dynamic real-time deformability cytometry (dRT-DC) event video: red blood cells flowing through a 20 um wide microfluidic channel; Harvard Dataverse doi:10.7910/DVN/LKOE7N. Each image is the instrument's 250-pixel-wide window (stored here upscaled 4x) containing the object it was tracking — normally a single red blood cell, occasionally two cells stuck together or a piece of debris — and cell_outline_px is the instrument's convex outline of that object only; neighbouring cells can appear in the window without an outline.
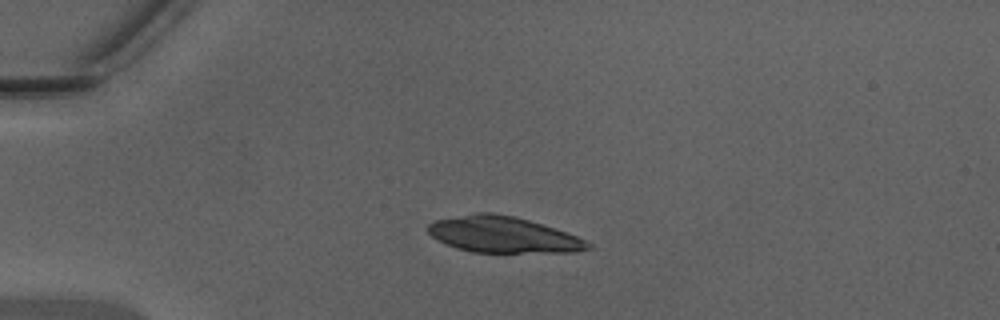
{"species": "Egyptian fruit bat (a non-hibernating species)", "species_latin": "Rousettus aegyptiacus", "temperature_condition": "warm", "stored_images_in_passage": 4, "camera_frame_rate_fps": 3000, "um_per_image_px": 0.085, "animal": {"sex": "male"}, "frame": {"image": 1, "passage_image": 1, "time_ms": 0.0, "image_size_px": [1000, 320], "cell_outline_px": [[592, 248], [576, 252], [472, 252], [456, 248], [432, 236], [428, 232], [428, 224], [432, 220], [476, 212], [492, 212], [516, 216], [588, 240], [592, 244]], "centroid_in_image_um": [42.75, 19.94], "position_along_channel_um": 42.2, "area_um2": 33.58}}